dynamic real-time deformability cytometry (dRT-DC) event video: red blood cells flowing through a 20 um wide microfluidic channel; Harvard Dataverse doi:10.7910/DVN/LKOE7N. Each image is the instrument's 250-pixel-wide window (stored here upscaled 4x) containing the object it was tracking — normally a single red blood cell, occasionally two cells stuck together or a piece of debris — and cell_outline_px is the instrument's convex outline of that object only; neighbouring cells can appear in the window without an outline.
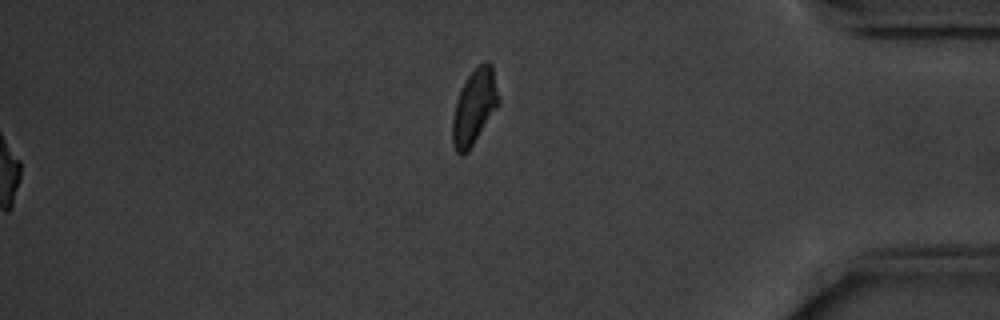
{"species": "common noctule bat (a hibernating species)", "species_latin": "Nyctalus noctula", "temperature_condition": "cold", "stored_images_in_passage": 57, "camera_frame_rate_fps": 3000, "um_per_image_px": 0.085, "animal": {"sex": "male", "body_mass_g": 20.1, "forearm_length_mm": 53.5}, "frame": {"image": 1, "passage_image": 57, "time_ms": 18.667, "image_size_px": [1000, 320], "cell_outline_px": [[500, 100], [468, 152], [464, 156], [460, 156], [456, 152], [452, 144], [452, 120], [456, 100], [468, 76], [484, 60], [488, 60], [492, 64]], "centroid_in_image_um": [40.3, 9.1], "position_along_channel_um": 394.9, "area_um2": 19.88}, "authors_computed_cell_mechanics": {"area_um2": 19.3052, "velocity_mm_per_s": 3.5409, "shape_relaxation_time_tau1_ms": 2.2017, "shape_relaxation_time_tau2_ms": null, "deformation_change_tau1": 0.1283, "deformation_change_tau2": null}}